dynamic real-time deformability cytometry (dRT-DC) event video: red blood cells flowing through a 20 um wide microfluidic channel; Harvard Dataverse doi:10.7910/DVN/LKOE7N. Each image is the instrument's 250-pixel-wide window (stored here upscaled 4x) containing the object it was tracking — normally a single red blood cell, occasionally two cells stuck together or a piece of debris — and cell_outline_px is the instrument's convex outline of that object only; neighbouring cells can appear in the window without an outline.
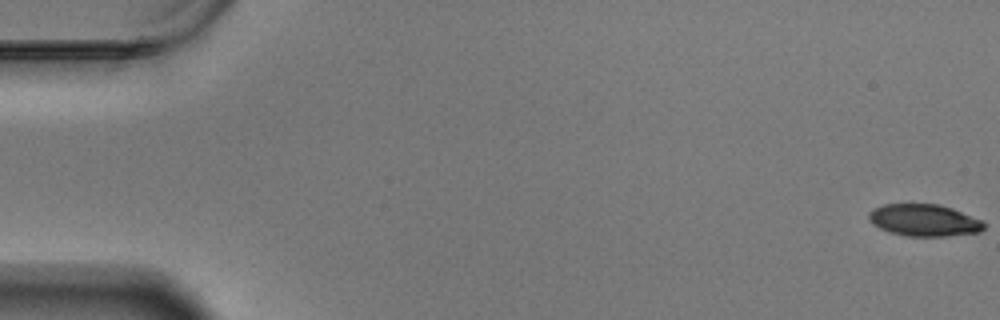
{"species": "Egyptian fruit bat (a non-hibernating species)", "species_latin": "Rousettus aegyptiacus", "temperature_condition": "warm", "stored_images_in_passage": 60, "camera_frame_rate_fps": 3000, "um_per_image_px": 0.085, "animal": {"sex": "male"}, "frame": {"image": 1, "passage_image": 1, "time_ms": 0.0, "image_size_px": [1000, 320], "cell_outline_px": [[984, 228], [980, 232], [944, 236], [904, 236], [880, 228], [872, 224], [868, 220], [868, 212], [872, 208], [884, 204], [940, 204], [952, 208], [984, 220]], "centroid_in_image_um": [78.54, 18.71], "position_along_channel_um": 6.5, "area_um2": 21.62}}
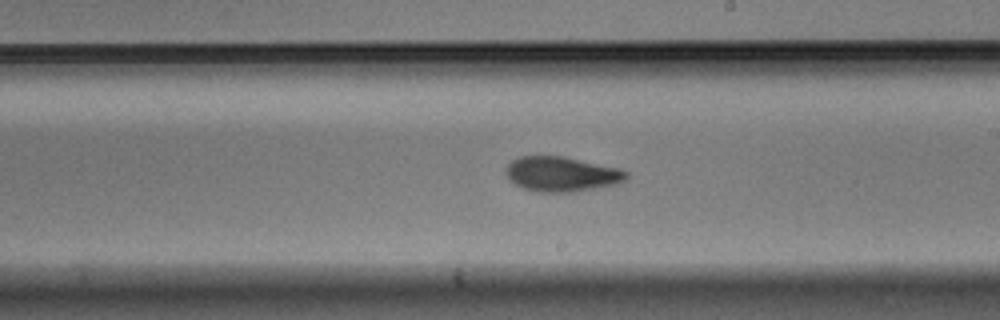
{"frame": {"image": 2, "passage_image": 35, "time_ms": 11.333, "image_size_px": [1000, 320], "cell_outline_px": [[628, 176], [624, 180], [616, 184], [568, 192], [536, 192], [524, 188], [516, 184], [504, 172], [504, 168], [512, 160], [520, 156], [564, 156], [620, 168], [628, 172]], "centroid_in_image_um": [47.72, 14.78], "position_along_channel_um": 241.3, "area_um2": 24.33}}
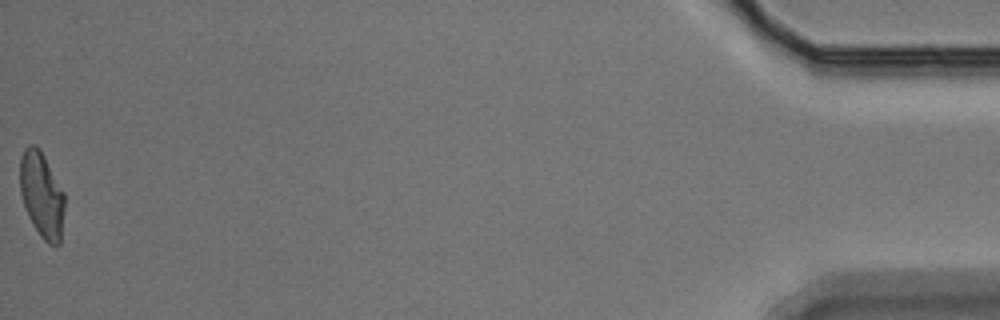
{"frame": {"image": 3, "passage_image": 60, "time_ms": 19.667, "image_size_px": [1000, 320], "cell_outline_px": [[64, 208], [60, 244], [56, 248], [48, 244], [40, 236], [32, 224], [28, 216], [20, 192], [20, 160], [24, 148], [28, 144], [36, 144], [40, 148], [64, 192]], "centroid_in_image_um": [3.55, 16.57], "position_along_channel_um": 431.7, "area_um2": 22.48}, "authors_computed_cell_mechanics": {"area_um2": 23.2067, "velocity_mm_per_s": 3.4443, "shape_relaxation_time_tau1_ms": 8.4516, "shape_relaxation_time_tau2_ms": 3.4258, "deformation_change_tau1": 0.203, "deformation_change_tau2": 0.0993}}